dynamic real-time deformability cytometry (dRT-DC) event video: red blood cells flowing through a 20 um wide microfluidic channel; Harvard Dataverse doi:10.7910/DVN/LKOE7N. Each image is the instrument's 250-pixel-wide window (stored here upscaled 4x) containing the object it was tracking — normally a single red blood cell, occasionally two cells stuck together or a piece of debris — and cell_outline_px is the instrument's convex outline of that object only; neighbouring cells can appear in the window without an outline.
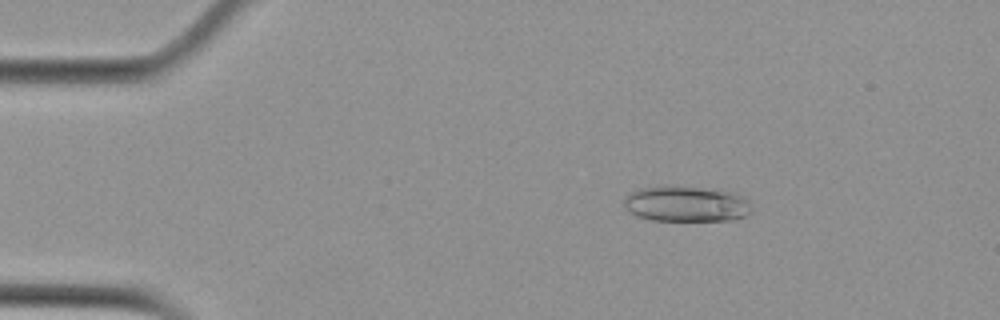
{"species": "Egyptian fruit bat (a non-hibernating species)", "species_latin": "Rousettus aegyptiacus", "temperature_condition": "cold", "stored_images_in_passage": 47, "camera_frame_rate_fps": 3000, "um_per_image_px": 0.085, "animal": {"sex": "female"}, "frame": {"image": 1, "passage_image": 1, "time_ms": 0.0, "image_size_px": [1000, 320], "cell_outline_px": [[752, 208], [744, 216], [732, 220], [652, 220], [636, 216], [628, 212], [624, 208], [624, 196], [632, 192], [644, 188], [660, 184], [720, 188], [740, 196], [748, 200]], "centroid_in_image_um": [58.29, 17.3], "position_along_channel_um": 26.7, "area_um2": 27.05}}
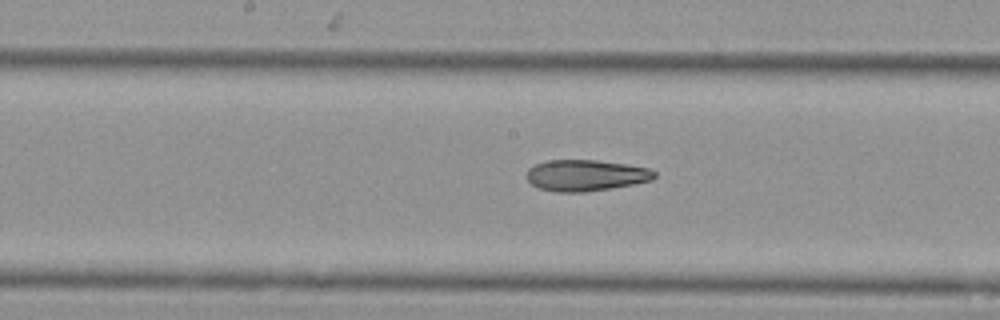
{"frame": {"image": 2, "passage_image": 20, "time_ms": 6.333, "image_size_px": [1000, 320], "cell_outline_px": [[656, 176], [652, 180], [636, 184], [584, 192], [556, 192], [536, 188], [528, 180], [528, 168], [544, 160], [596, 160], [624, 164], [648, 168], [656, 172]], "centroid_in_image_um": [49.78, 14.91], "position_along_channel_um": 198.4, "area_um2": 23.29}}
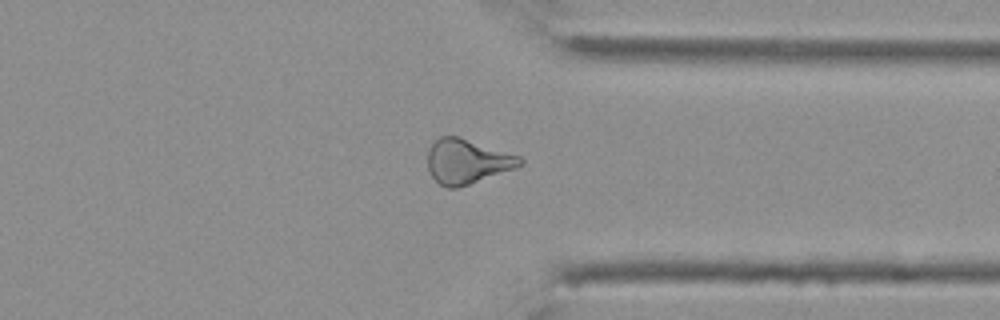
{"frame": {"image": 3, "passage_image": 34, "time_ms": 11.0, "image_size_px": [1000, 320], "cell_outline_px": [[524, 164], [516, 168], [456, 188], [448, 188], [440, 184], [432, 176], [428, 168], [428, 148], [440, 136], [460, 136], [520, 156], [524, 160]], "centroid_in_image_um": [39.72, 13.7], "position_along_channel_um": 371.7, "area_um2": 23.93}}